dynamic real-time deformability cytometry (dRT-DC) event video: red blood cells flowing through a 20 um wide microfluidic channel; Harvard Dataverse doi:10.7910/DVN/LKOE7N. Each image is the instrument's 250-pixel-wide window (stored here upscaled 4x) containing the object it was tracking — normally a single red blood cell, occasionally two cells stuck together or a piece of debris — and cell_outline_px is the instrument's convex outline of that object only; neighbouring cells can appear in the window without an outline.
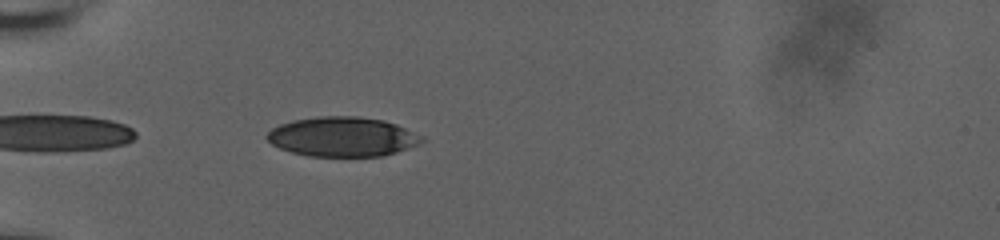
{"species": "human", "species_latin": "Homo sapiens", "temperature_condition": "room temperature", "stored_images_in_passage": 15, "camera_frame_rate_fps": 3000, "um_per_image_px": 0.085, "donor": {"sex": "male"}, "frame": {"image": 1, "passage_image": 1, "time_ms": 0.0, "image_size_px": [1000, 240], "cell_outline_px": [[424, 140], [416, 144], [396, 152], [380, 156], [308, 156], [292, 152], [280, 148], [272, 144], [264, 136], [272, 128], [280, 124], [292, 120], [316, 116], [360, 116], [384, 120], [396, 124], [424, 136]], "centroid_in_image_um": [29.08, 11.61], "position_along_channel_um": 55.9, "area_um2": 35.72}}
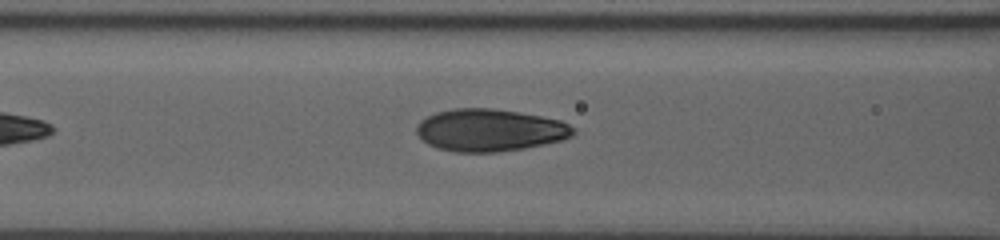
{"frame": {"image": 2, "passage_image": 8, "time_ms": 2.333, "image_size_px": [1000, 240], "cell_outline_px": [[576, 132], [572, 136], [560, 140], [544, 144], [524, 148], [496, 152], [456, 152], [436, 148], [428, 144], [416, 132], [416, 124], [420, 120], [436, 112], [452, 108], [492, 108], [520, 112], [560, 120], [576, 128]], "centroid_in_image_um": [41.62, 11.06], "position_along_channel_um": 125.0, "area_um2": 38.73}}
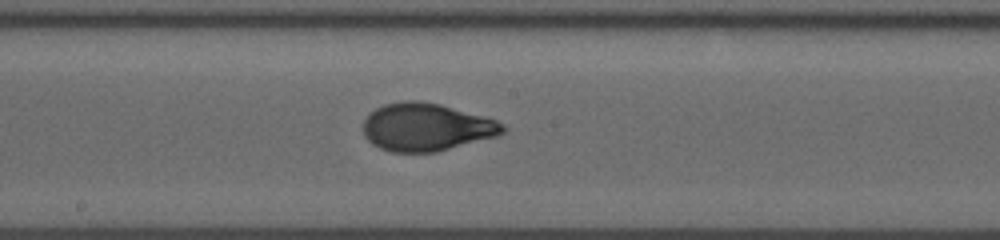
{"frame": {"image": 3, "passage_image": 15, "time_ms": 4.667, "image_size_px": [1000, 240], "cell_outline_px": [[508, 128], [500, 136], [436, 152], [392, 152], [380, 148], [372, 144], [364, 136], [364, 120], [376, 108], [384, 104], [404, 100], [416, 100], [440, 104], [484, 116], [496, 120], [504, 124]], "centroid_in_image_um": [36.28, 10.81], "position_along_channel_um": 211.9, "area_um2": 39.07}}